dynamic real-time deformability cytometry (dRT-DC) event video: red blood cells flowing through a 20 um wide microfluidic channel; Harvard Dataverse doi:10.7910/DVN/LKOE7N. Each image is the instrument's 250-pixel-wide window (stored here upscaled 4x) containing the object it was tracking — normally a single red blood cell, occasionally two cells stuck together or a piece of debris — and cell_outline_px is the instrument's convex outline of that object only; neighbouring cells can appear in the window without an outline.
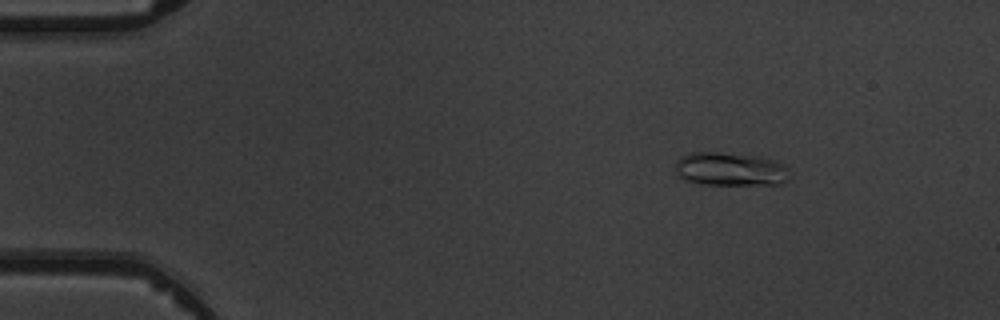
{"species": "common noctule bat (a hibernating species)", "species_latin": "Nyctalus noctula", "temperature_condition": "warm", "stored_images_in_passage": 7, "camera_frame_rate_fps": 3000, "um_per_image_px": 0.085, "animal": {"sex": "male", "body_mass_g": 19.5, "forearm_length_mm": 54.6}, "frame": {"image": 1, "passage_image": 3, "time_ms": 2.333, "image_size_px": [1000, 320], "cell_outline_px": [[788, 180], [784, 184], [700, 184], [684, 180], [676, 176], [676, 160], [692, 152], [716, 152], [760, 156], [784, 164], [788, 168]], "centroid_in_image_um": [62.07, 14.38], "position_along_channel_um": 22.9, "area_um2": 22.37}}